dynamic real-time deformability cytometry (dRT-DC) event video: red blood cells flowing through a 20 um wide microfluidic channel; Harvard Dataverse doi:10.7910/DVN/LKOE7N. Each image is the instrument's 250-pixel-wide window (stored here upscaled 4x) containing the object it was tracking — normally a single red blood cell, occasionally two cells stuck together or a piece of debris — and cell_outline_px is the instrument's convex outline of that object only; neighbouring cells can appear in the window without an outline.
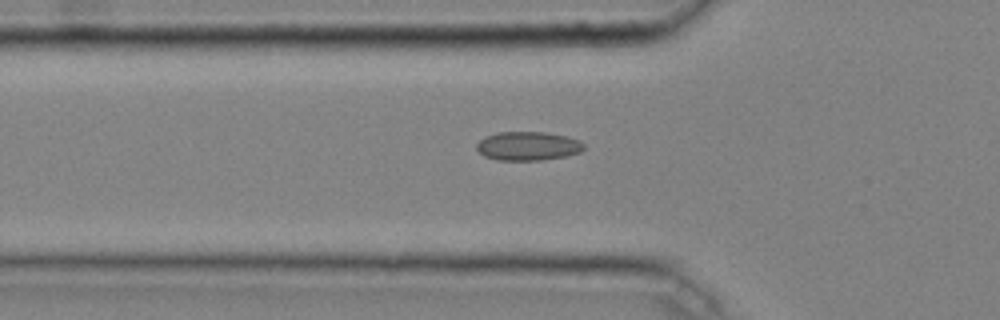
{"species": "common noctule bat (a hibernating species)", "species_latin": "Nyctalus noctula", "temperature_condition": "cold", "stored_images_in_passage": 45, "camera_frame_rate_fps": 3000, "um_per_image_px": 0.085, "animal": {"sex": "male", "body_mass_g": 20.4}, "frame": {"image": 1, "passage_image": 16, "time_ms": 5.0, "image_size_px": [1000, 320], "cell_outline_px": [[584, 148], [580, 152], [568, 156], [540, 160], [500, 160], [484, 156], [476, 148], [476, 144], [480, 140], [496, 132], [544, 132], [568, 136], [580, 140], [584, 144]], "centroid_in_image_um": [44.91, 12.41], "position_along_channel_um": 80.9, "area_um2": 18.03}}
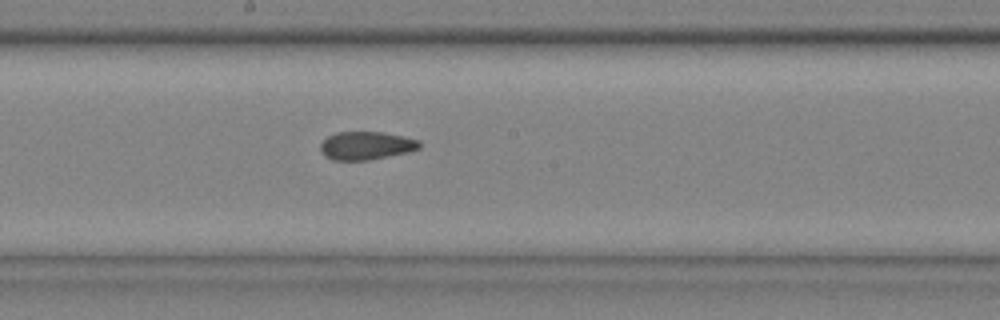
{"frame": {"image": 2, "passage_image": 26, "time_ms": 8.333, "image_size_px": [1000, 320], "cell_outline_px": [[420, 148], [408, 152], [368, 160], [332, 160], [324, 156], [320, 148], [320, 144], [328, 136], [336, 132], [384, 132], [404, 136], [420, 140]], "centroid_in_image_um": [31.12, 12.37], "position_along_channel_um": 217.1, "area_um2": 16.3}}
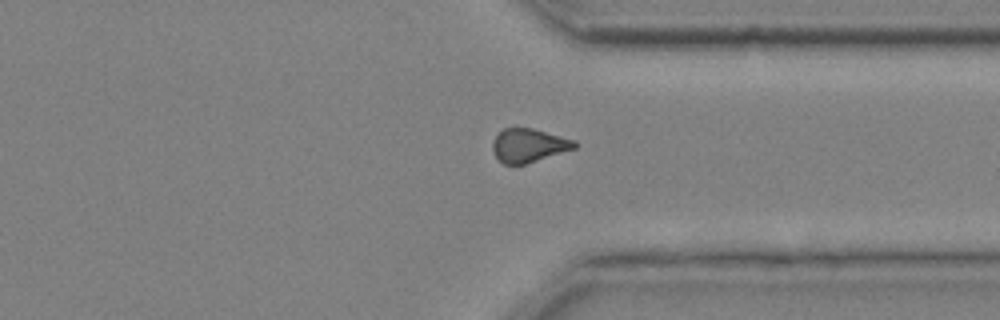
{"frame": {"image": 3, "passage_image": 37, "time_ms": 12.0, "image_size_px": [1000, 320], "cell_outline_px": [[580, 144], [576, 148], [524, 164], [504, 164], [496, 156], [492, 148], [492, 140], [504, 128], [532, 128], [576, 140]], "centroid_in_image_um": [44.97, 12.35], "position_along_channel_um": 366.4, "area_um2": 15.95}, "authors_computed_cell_mechanics": {"area_um2": 16.7042, "velocity_mm_per_s": 4.0723, "shape_relaxation_time_tau1_ms": null, "shape_relaxation_time_tau2_ms": 2.0338, "deformation_change_tau1": null, "deformation_change_tau2": 0.0714}}